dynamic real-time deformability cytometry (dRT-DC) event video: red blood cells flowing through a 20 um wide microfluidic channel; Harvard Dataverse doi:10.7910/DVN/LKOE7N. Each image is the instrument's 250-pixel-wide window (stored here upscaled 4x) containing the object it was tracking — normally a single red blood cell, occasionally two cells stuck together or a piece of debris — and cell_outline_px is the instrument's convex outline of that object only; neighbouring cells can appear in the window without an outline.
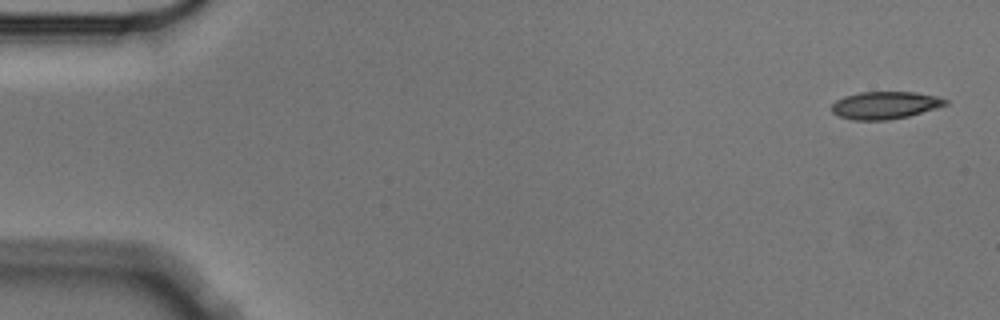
{"species": "Egyptian fruit bat (a non-hibernating species)", "species_latin": "Rousettus aegyptiacus", "temperature_condition": "cold", "stored_images_in_passage": 6, "segment_of_instrument_passage": [1, 2], "camera_frame_rate_fps": 3000, "um_per_image_px": 0.085, "animal": {"sex": "male"}, "frame": {"image": 1, "passage_image": 1, "time_ms": 0.0, "image_size_px": [1000, 320], "cell_outline_px": [[948, 104], [936, 108], [908, 116], [888, 120], [852, 120], [840, 116], [832, 112], [832, 104], [836, 100], [844, 96], [860, 92], [916, 92], [936, 96], [948, 100]], "centroid_in_image_um": [75.22, 8.94], "position_along_channel_um": 9.8, "area_um2": 18.15}}
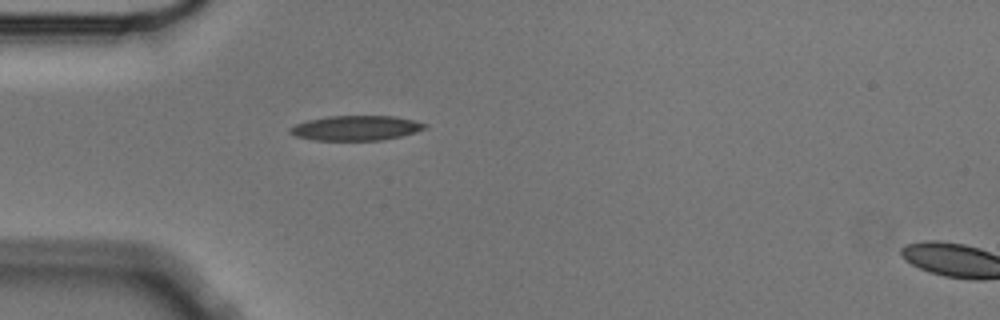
{"frame": {"image": 2, "passage_image": 5, "time_ms": 1.333, "image_size_px": [1000, 320], "cell_outline_px": [[428, 128], [400, 136], [380, 140], [312, 140], [292, 136], [288, 132], [288, 128], [296, 124], [308, 120], [328, 116], [392, 116], [412, 120], [428, 124]], "centroid_in_image_um": [30.2, 10.88], "position_along_channel_um": 54.8, "area_um2": 19.54}}